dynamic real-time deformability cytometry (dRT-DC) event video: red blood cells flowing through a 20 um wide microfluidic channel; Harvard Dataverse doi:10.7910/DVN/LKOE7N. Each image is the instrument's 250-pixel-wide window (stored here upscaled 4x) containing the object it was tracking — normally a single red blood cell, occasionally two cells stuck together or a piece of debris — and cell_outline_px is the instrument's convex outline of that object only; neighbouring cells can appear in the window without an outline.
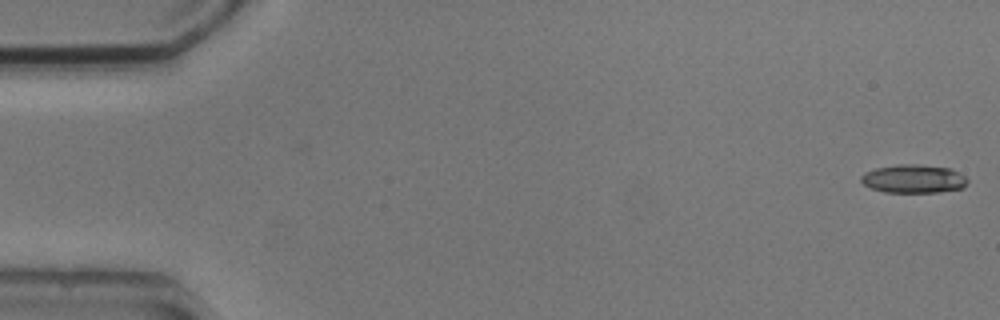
{"species": "common noctule bat (a hibernating species)", "species_latin": "Nyctalus noctula", "temperature_condition": "cold", "stored_images_in_passage": 5, "camera_frame_rate_fps": 3000, "um_per_image_px": 0.085, "animal": {"sex": "male", "body_mass_g": 20.5, "forearm_length_mm": 52.5}, "frame": {"image": 1, "passage_image": 1, "time_ms": 0.0, "image_size_px": [1000, 320], "cell_outline_px": [[968, 184], [964, 188], [936, 192], [884, 192], [872, 188], [864, 184], [860, 180], [860, 176], [864, 172], [876, 168], [900, 164], [916, 164], [952, 168], [964, 176], [968, 180]], "centroid_in_image_um": [77.67, 15.19], "position_along_channel_um": 7.3, "area_um2": 17.69}}